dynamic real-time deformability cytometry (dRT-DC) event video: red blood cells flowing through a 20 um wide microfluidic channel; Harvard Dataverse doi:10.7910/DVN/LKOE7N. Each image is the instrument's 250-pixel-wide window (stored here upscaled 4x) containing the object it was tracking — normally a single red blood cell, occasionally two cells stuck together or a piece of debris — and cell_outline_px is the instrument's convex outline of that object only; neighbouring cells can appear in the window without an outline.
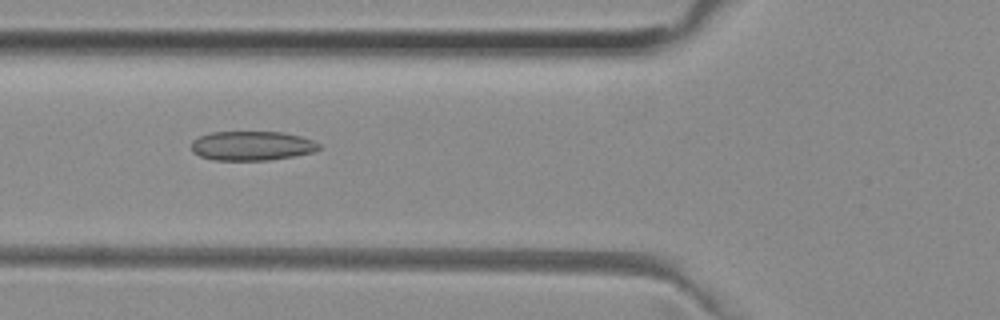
{"species": "common noctule bat (a hibernating species)", "species_latin": "Nyctalus noctula", "temperature_condition": "room temperature", "stored_images_in_passage": 40, "camera_frame_rate_fps": 3000, "um_per_image_px": 0.085, "animal": {"sex": "female", "body_mass_g": 29.2, "forearm_length_mm": 56.3}, "frame": {"image": 1, "passage_image": 7, "time_ms": 2.0, "image_size_px": [1000, 320], "cell_outline_px": [[320, 148], [312, 152], [296, 156], [268, 160], [212, 160], [200, 156], [192, 152], [192, 140], [200, 136], [212, 132], [284, 132], [300, 136], [312, 140], [320, 144]], "centroid_in_image_um": [21.4, 12.39], "position_along_channel_um": 104.4, "area_um2": 21.85}}
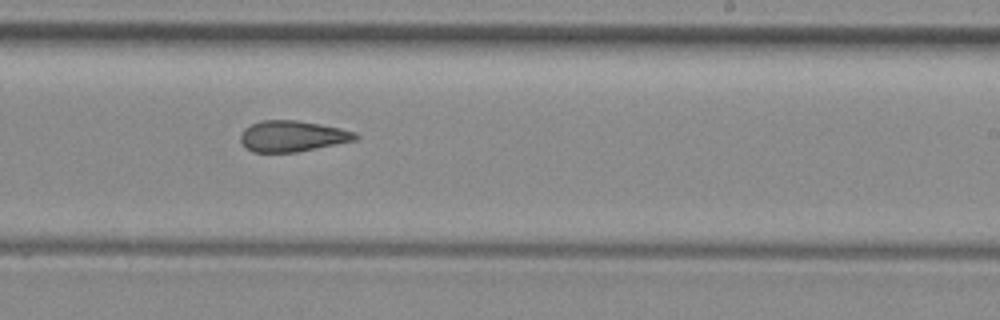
{"frame": {"image": 2, "passage_image": 19, "time_ms": 6.0, "image_size_px": [1000, 320], "cell_outline_px": [[360, 136], [356, 140], [296, 152], [252, 152], [240, 140], [240, 136], [244, 128], [252, 124], [264, 120], [296, 120], [320, 124], [340, 128], [356, 132]], "centroid_in_image_um": [24.87, 11.57], "position_along_channel_um": 264.1, "area_um2": 20.58}}
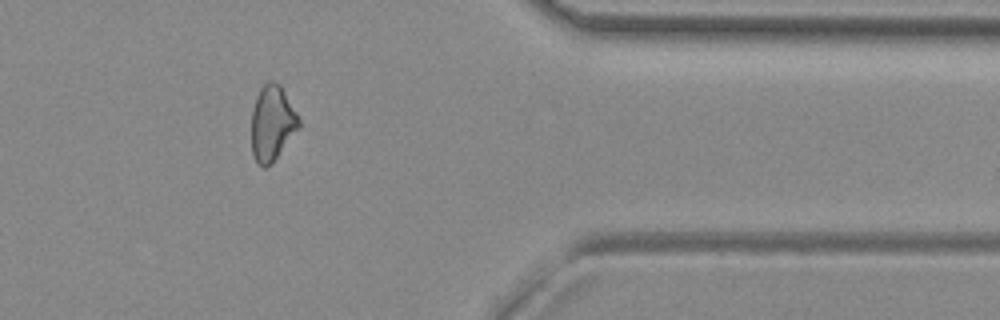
{"frame": {"image": 3, "passage_image": 30, "time_ms": 9.667, "image_size_px": [1000, 320], "cell_outline_px": [[300, 128], [272, 164], [264, 168], [256, 164], [252, 152], [252, 108], [256, 96], [260, 88], [268, 80], [272, 80], [280, 84], [296, 112], [300, 120]], "centroid_in_image_um": [23.13, 10.49], "position_along_channel_um": 388.3, "area_um2": 21.1}, "authors_computed_cell_mechanics": {"area_um2": 21.0392, "velocity_mm_per_s": 3.9963, "shape_relaxation_time_tau1_ms": null, "shape_relaxation_time_tau2_ms": 3.9341, "deformation_change_tau1": null, "deformation_change_tau2": 0.1209}}